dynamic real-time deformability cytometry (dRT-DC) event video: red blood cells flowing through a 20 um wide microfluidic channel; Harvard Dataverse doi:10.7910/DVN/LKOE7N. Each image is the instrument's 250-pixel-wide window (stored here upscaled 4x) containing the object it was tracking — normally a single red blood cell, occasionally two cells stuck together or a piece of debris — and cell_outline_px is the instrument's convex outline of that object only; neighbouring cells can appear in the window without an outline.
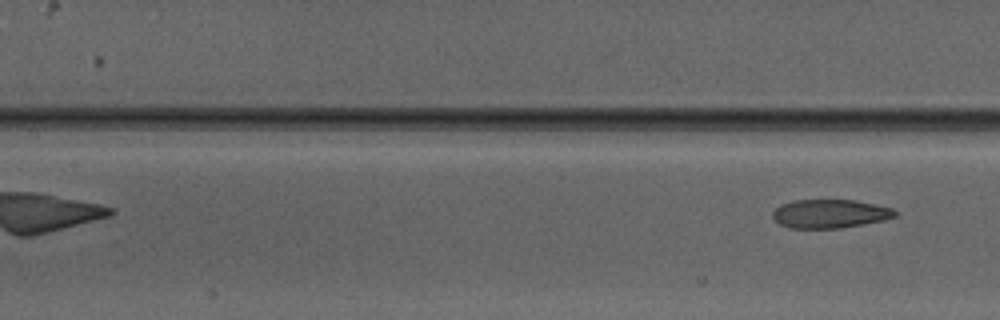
{"species": "Egyptian fruit bat (a non-hibernating species)", "species_latin": "Rousettus aegyptiacus", "temperature_condition": "warm", "stored_images_in_passage": 4, "camera_frame_rate_fps": 3000, "um_per_image_px": 0.085, "animal": {"sex": "male"}, "frame": {"image": 1, "passage_image": 4, "time_ms": 3.667, "image_size_px": [1000, 320], "cell_outline_px": [[896, 216], [884, 220], [864, 224], [840, 228], [788, 228], [780, 224], [772, 216], [772, 212], [780, 204], [792, 200], [856, 200], [876, 204], [892, 208], [896, 212]], "centroid_in_image_um": [70.53, 18.16], "position_along_channel_um": 136.9, "area_um2": 20.52}}